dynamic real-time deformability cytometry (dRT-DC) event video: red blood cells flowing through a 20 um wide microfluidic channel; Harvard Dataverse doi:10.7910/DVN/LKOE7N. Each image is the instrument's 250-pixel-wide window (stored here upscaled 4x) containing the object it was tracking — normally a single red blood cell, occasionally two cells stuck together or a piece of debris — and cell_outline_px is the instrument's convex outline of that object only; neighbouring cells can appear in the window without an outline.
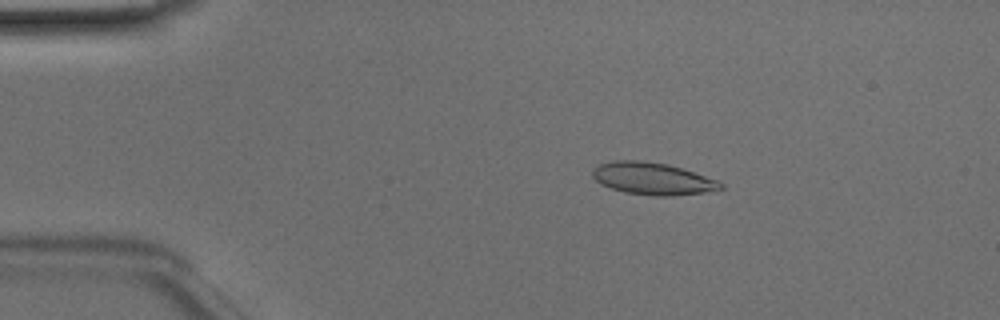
{"species": "Egyptian fruit bat (a non-hibernating species)", "species_latin": "Rousettus aegyptiacus", "temperature_condition": "room temperature", "stored_images_in_passage": 49, "camera_frame_rate_fps": 3000, "um_per_image_px": 0.085, "animal": {"sex": "male"}, "frame": {"image": 1, "passage_image": 9, "time_ms": 2.667, "image_size_px": [1000, 320], "cell_outline_px": [[724, 188], [704, 192], [672, 196], [656, 196], [624, 192], [600, 184], [592, 176], [592, 168], [600, 164], [612, 160], [640, 160], [668, 164], [716, 180], [724, 184]], "centroid_in_image_um": [55.42, 15.18], "position_along_channel_um": 29.6, "area_um2": 23.87}}
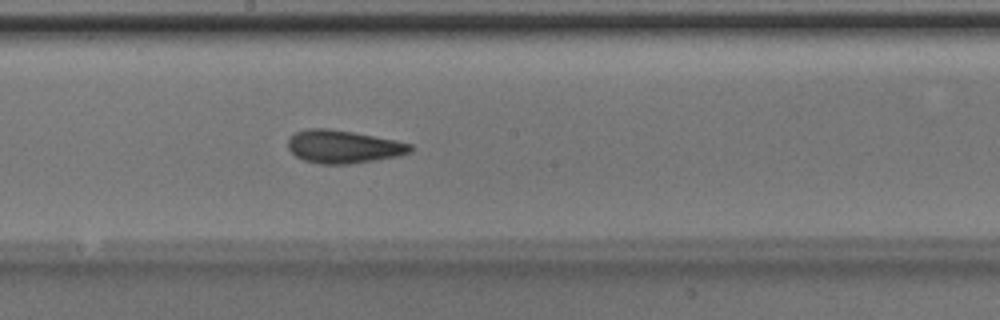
{"frame": {"image": 2, "passage_image": 27, "time_ms": 8.667, "image_size_px": [1000, 320], "cell_outline_px": [[412, 152], [400, 156], [348, 164], [320, 164], [304, 160], [296, 156], [288, 148], [288, 140], [296, 132], [308, 128], [328, 128], [352, 132], [396, 140], [412, 144]], "centroid_in_image_um": [29.2, 12.47], "position_along_channel_um": 219.0, "area_um2": 23.47}}
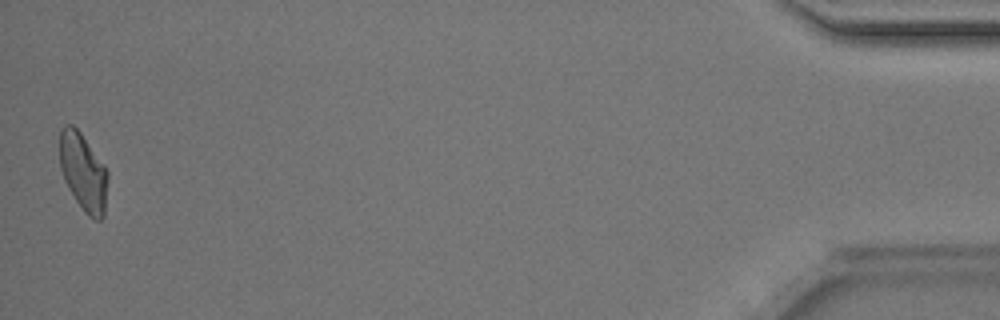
{"frame": {"image": 3, "passage_image": 49, "time_ms": 16.0, "image_size_px": [1000, 320], "cell_outline_px": [[108, 180], [104, 216], [100, 220], [96, 220], [88, 216], [84, 212], [68, 188], [64, 180], [60, 168], [60, 128], [64, 124], [72, 124], [80, 132], [108, 172]], "centroid_in_image_um": [7.07, 14.64], "position_along_channel_um": 428.1, "area_um2": 21.68}, "authors_computed_cell_mechanics": {"area_um2": 23.0044, "velocity_mm_per_s": 4.0965, "shape_relaxation_time_tau1_ms": 3.521, "shape_relaxation_time_tau2_ms": 2.0443, "deformation_change_tau1": 0.1244, "deformation_change_tau2": 0.0828}}